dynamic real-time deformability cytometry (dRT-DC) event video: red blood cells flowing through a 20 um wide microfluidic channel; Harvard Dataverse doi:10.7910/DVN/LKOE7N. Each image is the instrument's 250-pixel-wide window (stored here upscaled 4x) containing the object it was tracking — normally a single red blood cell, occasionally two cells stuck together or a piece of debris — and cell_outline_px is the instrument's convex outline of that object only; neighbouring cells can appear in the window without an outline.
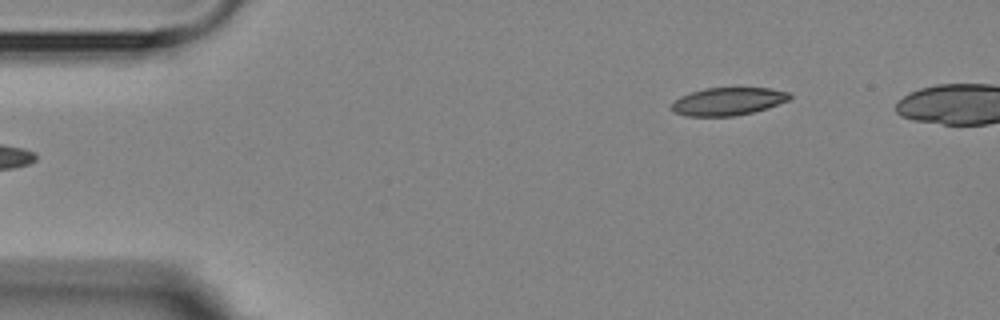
{"species": "Egyptian fruit bat (a non-hibernating species)", "species_latin": "Rousettus aegyptiacus", "temperature_condition": "room temperature", "stored_images_in_passage": 5, "segment_of_instrument_passage": [2, 2], "camera_frame_rate_fps": 3000, "um_per_image_px": 0.085, "animal": {"sex": "female"}, "frame": {"image": 1, "passage_image": 5, "time_ms": 5.333, "image_size_px": [1000, 320], "cell_outline_px": [[792, 96], [788, 100], [768, 108], [752, 112], [732, 116], [688, 116], [672, 112], [672, 104], [680, 96], [704, 88], [768, 88], [792, 92]], "centroid_in_image_um": [61.9, 8.61], "position_along_channel_um": 23.1, "area_um2": 19.07}}